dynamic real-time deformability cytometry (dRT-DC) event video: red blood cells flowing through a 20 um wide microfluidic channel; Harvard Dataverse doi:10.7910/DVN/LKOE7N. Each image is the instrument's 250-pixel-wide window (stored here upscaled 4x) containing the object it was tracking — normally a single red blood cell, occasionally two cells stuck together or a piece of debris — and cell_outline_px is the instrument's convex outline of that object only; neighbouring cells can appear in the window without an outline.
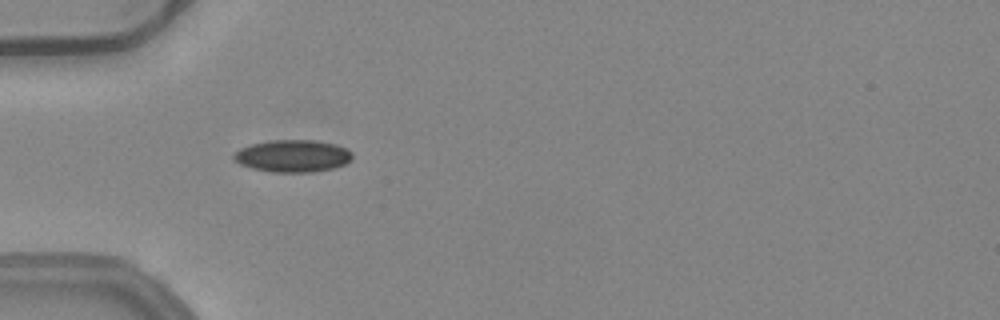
{"species": "common noctule bat (a hibernating species)", "species_latin": "Nyctalus noctula", "temperature_condition": "warm", "stored_images_in_passage": 36, "camera_frame_rate_fps": 3000, "um_per_image_px": 0.085, "animal": {"sex": "female", "body_mass_g": 24.6, "forearm_length_mm": 56.2}, "frame": {"image": 1, "passage_image": 1, "time_ms": 0.0, "image_size_px": [1000, 320], "cell_outline_px": [[352, 156], [344, 164], [332, 168], [312, 172], [272, 172], [252, 168], [240, 164], [232, 160], [232, 156], [240, 148], [252, 144], [268, 140], [316, 140], [336, 144], [352, 152]], "centroid_in_image_um": [24.84, 13.25], "position_along_channel_um": 60.2, "area_um2": 22.2}}
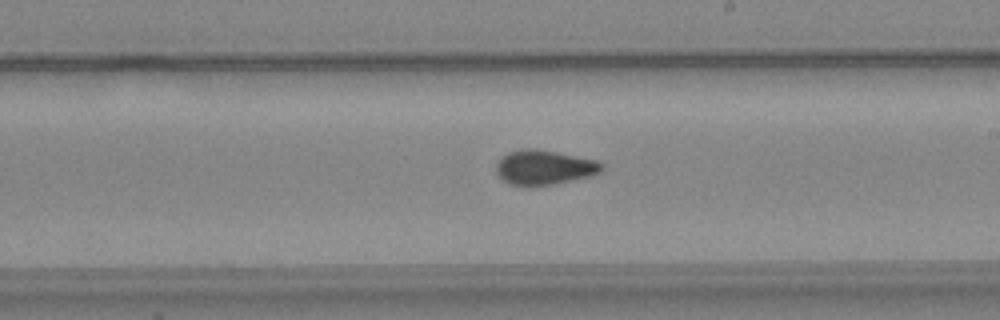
{"frame": {"image": 2, "passage_image": 15, "time_ms": 4.667, "image_size_px": [1000, 320], "cell_outline_px": [[604, 168], [600, 172], [592, 176], [552, 184], [528, 188], [508, 184], [496, 172], [496, 164], [500, 156], [508, 152], [520, 148], [536, 148], [596, 160], [604, 164]], "centroid_in_image_um": [46.22, 14.24], "position_along_channel_um": 242.8, "area_um2": 21.79}}
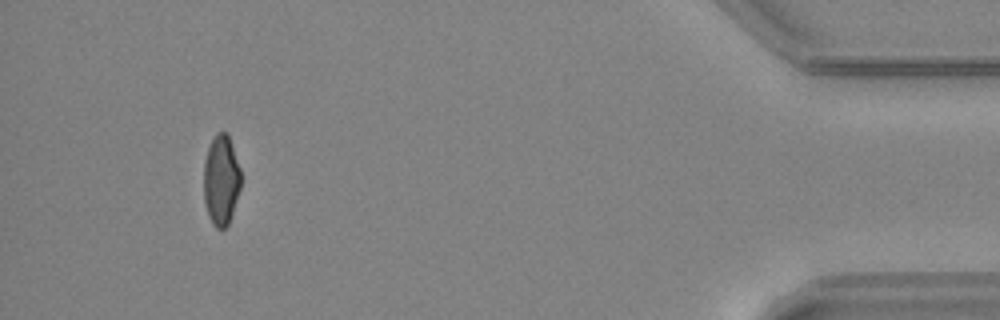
{"frame": {"image": 3, "passage_image": 33, "time_ms": 10.667, "image_size_px": [1000, 320], "cell_outline_px": [[240, 188], [228, 224], [224, 228], [216, 228], [212, 224], [208, 216], [204, 200], [204, 160], [208, 148], [216, 132], [228, 132], [240, 168]], "centroid_in_image_um": [18.78, 15.28], "position_along_channel_um": 416.4, "area_um2": 19.48}, "authors_computed_cell_mechanics": {"area_um2": 20.8947, "velocity_mm_per_s": 4.006, "shape_relaxation_time_tau1_ms": null, "shape_relaxation_time_tau2_ms": 1.4374, "deformation_change_tau1": null, "deformation_change_tau2": 0.0616}}